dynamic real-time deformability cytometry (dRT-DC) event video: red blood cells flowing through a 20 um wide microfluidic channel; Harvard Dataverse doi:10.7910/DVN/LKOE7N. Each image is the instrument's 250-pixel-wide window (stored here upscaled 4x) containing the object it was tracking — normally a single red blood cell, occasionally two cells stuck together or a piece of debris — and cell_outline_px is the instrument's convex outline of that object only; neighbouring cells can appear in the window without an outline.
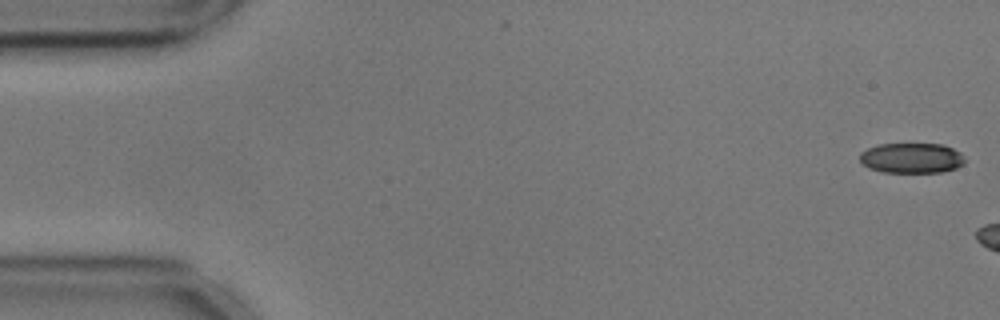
{"species": "common noctule bat (a hibernating species)", "species_latin": "Nyctalus noctula", "temperature_condition": "cold", "stored_images_in_passage": 9, "camera_frame_rate_fps": 3000, "um_per_image_px": 0.085, "animal": {"sex": "male", "body_mass_g": 17.9, "forearm_length_mm": 54.2}, "frame": {"image": 1, "passage_image": 1, "time_ms": 0.0, "image_size_px": [1000, 320], "cell_outline_px": [[964, 164], [956, 168], [940, 172], [884, 172], [868, 168], [860, 160], [860, 152], [876, 144], [940, 144], [952, 148], [960, 152], [964, 156]], "centroid_in_image_um": [77.48, 13.43], "position_along_channel_um": 7.5, "area_um2": 18.5}}